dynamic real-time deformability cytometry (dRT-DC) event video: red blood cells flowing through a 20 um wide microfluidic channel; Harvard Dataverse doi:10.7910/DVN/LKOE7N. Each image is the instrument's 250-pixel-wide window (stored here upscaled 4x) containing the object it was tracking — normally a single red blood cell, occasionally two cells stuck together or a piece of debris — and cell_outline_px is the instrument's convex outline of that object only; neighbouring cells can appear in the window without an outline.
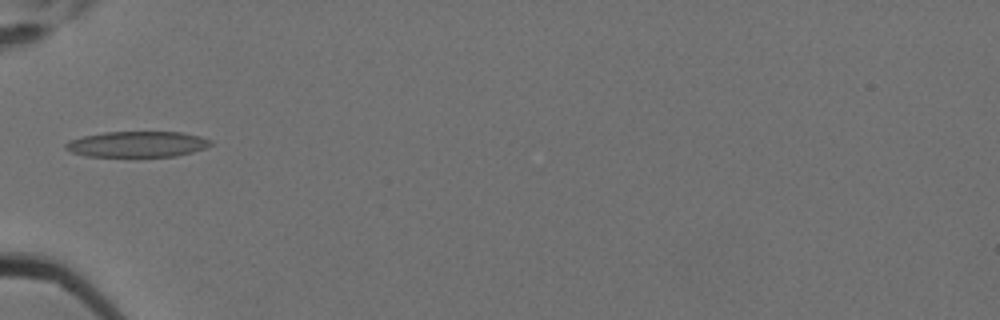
{"species": "Egyptian fruit bat (a non-hibernating species)", "species_latin": "Rousettus aegyptiacus", "temperature_condition": "cold", "stored_images_in_passage": 2, "camera_frame_rate_fps": 3000, "um_per_image_px": 0.085, "animal": {"sex": "female"}, "frame": {"image": 1, "passage_image": 2, "time_ms": 0.333, "image_size_px": [1000, 320], "cell_outline_px": [[212, 144], [204, 148], [192, 152], [176, 156], [88, 156], [72, 152], [64, 148], [64, 144], [68, 140], [84, 136], [104, 132], [180, 132], [200, 136], [212, 140]], "centroid_in_image_um": [11.66, 12.25], "position_along_channel_um": 73.3, "area_um2": 21.68}}